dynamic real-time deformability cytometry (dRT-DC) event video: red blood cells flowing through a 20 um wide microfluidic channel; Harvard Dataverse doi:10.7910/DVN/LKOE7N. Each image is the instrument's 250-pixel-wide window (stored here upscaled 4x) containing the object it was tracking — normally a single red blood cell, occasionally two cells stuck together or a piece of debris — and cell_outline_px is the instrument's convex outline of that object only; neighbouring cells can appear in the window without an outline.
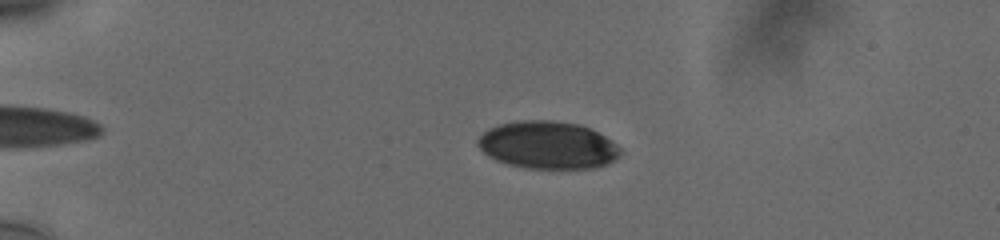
{"species": "human", "species_latin": "Homo sapiens", "temperature_condition": "cold", "stored_images_in_passage": 40, "camera_frame_rate_fps": 3000, "um_per_image_px": 0.085, "donor": {"sex": "male"}, "frame": {"image": 1, "passage_image": 5, "time_ms": 1.333, "image_size_px": [1000, 240], "cell_outline_px": [[620, 156], [616, 160], [608, 164], [592, 168], [528, 168], [508, 164], [496, 160], [488, 156], [476, 144], [476, 140], [488, 128], [500, 124], [516, 120], [552, 120], [580, 124], [612, 140], [620, 148]], "centroid_in_image_um": [46.55, 12.33], "position_along_channel_um": 38.4, "area_um2": 39.59}}
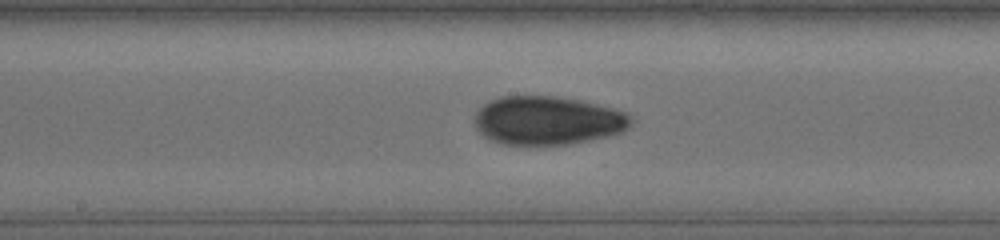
{"frame": {"image": 2, "passage_image": 23, "time_ms": 7.333, "image_size_px": [1000, 240], "cell_outline_px": [[632, 120], [628, 128], [624, 132], [608, 136], [568, 144], [504, 144], [488, 140], [476, 128], [476, 112], [488, 100], [500, 96], [556, 96], [580, 100], [612, 108], [624, 112], [632, 116]], "centroid_in_image_um": [46.54, 10.23], "position_along_channel_um": 201.7, "area_um2": 44.22}}
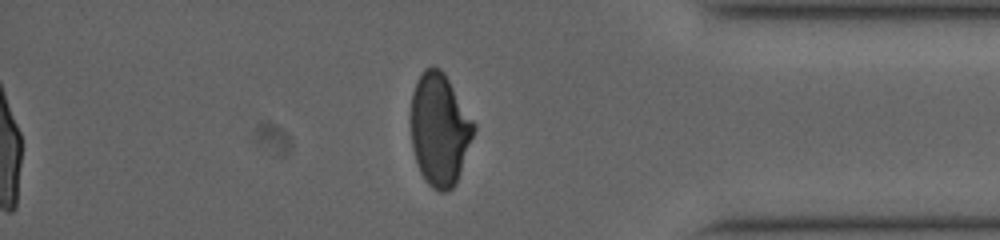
{"frame": {"image": 3, "passage_image": 40, "time_ms": 13.0, "image_size_px": [1000, 240], "cell_outline_px": [[476, 128], [456, 184], [448, 192], [440, 192], [432, 188], [428, 184], [420, 172], [412, 148], [412, 92], [424, 68], [432, 64], [440, 68], [444, 72], [476, 124]], "centroid_in_image_um": [37.38, 11.0], "position_along_channel_um": 397.8, "area_um2": 41.15}, "authors_computed_cell_mechanics": {"area_um2": 43.1766, "velocity_mm_per_s": 3.7783, "shape_relaxation_time_tau1_ms": 7.4212, "shape_relaxation_time_tau2_ms": 1.64, "deformation_change_tau1": 0.1761, "deformation_change_tau2": 0.053}}